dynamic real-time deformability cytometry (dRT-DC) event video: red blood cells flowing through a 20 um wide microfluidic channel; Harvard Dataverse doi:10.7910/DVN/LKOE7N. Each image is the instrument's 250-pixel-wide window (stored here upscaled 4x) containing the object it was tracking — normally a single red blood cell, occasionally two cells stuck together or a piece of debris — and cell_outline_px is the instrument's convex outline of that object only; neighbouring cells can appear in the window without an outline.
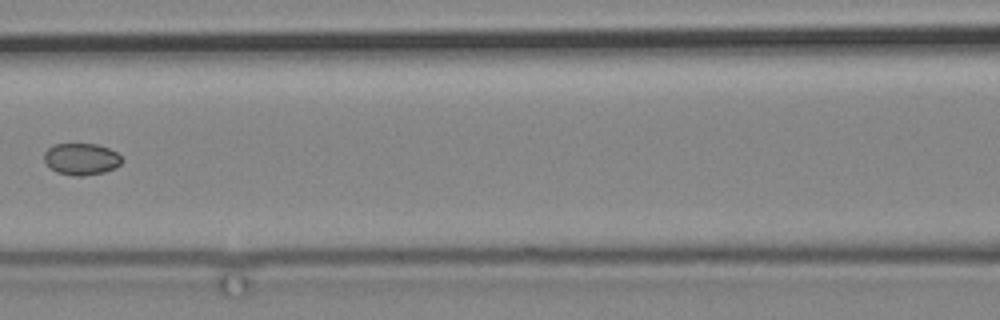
{"species": "common noctule bat (a hibernating species)", "species_latin": "Nyctalus noctula", "temperature_condition": "cold", "stored_images_in_passage": 9, "camera_frame_rate_fps": 3000, "um_per_image_px": 0.085, "animal": {"sex": "male", "body_mass_g": 19.2, "forearm_length_mm": 51.8}, "frame": {"image": 1, "passage_image": 9, "time_ms": 9.333, "image_size_px": [1000, 320], "cell_outline_px": [[124, 160], [116, 168], [104, 172], [84, 176], [72, 176], [56, 172], [44, 160], [44, 152], [52, 144], [96, 144], [108, 148], [116, 152]], "centroid_in_image_um": [6.92, 13.52], "position_along_channel_um": 159.7, "area_um2": 14.45}}